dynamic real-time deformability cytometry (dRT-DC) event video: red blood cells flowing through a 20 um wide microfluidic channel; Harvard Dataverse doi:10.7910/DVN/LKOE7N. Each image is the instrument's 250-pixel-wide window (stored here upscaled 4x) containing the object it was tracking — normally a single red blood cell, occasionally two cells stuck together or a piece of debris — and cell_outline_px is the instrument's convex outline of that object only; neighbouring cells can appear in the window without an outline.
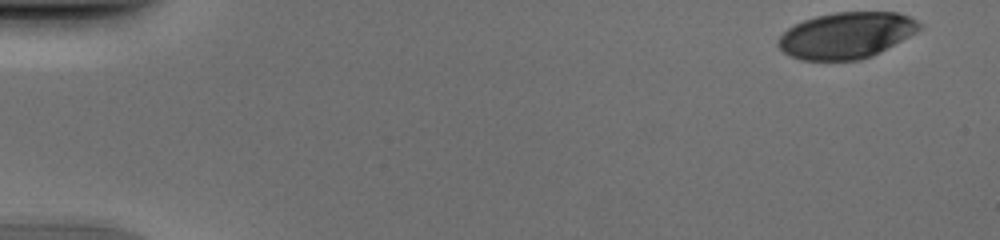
{"species": "human", "species_latin": "Homo sapiens", "temperature_condition": "cold", "stored_images_in_passage": 50, "camera_frame_rate_fps": 3000, "um_per_image_px": 0.085, "donor": {"sex": "male"}, "frame": {"image": 1, "passage_image": 1, "time_ms": 0.0, "image_size_px": [1000, 240], "cell_outline_px": [[920, 28], [916, 32], [872, 56], [860, 60], [800, 60], [784, 52], [776, 44], [776, 40], [788, 28], [804, 20], [816, 16], [836, 12], [896, 12], [908, 16], [916, 20], [920, 24]], "centroid_in_image_um": [71.91, 3.0], "position_along_channel_um": 13.1, "area_um2": 37.74}}
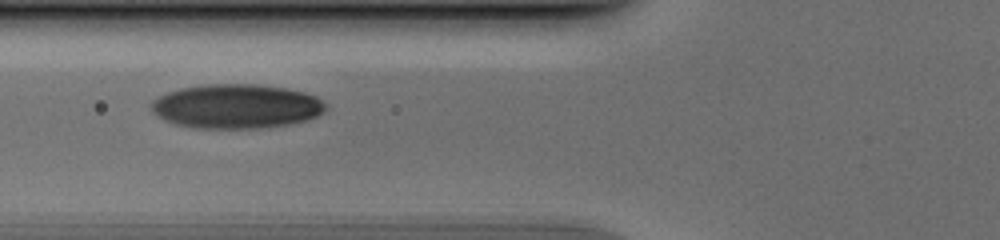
{"frame": {"image": 2, "passage_image": 19, "time_ms": 6.0, "image_size_px": [1000, 240], "cell_outline_px": [[328, 108], [324, 112], [308, 120], [288, 124], [260, 128], [196, 128], [176, 124], [164, 120], [152, 112], [152, 100], [168, 92], [180, 88], [208, 84], [256, 84], [284, 88], [304, 92], [316, 96], [328, 104]], "centroid_in_image_um": [20.12, 9.03], "position_along_channel_um": 105.7, "area_um2": 45.08}}
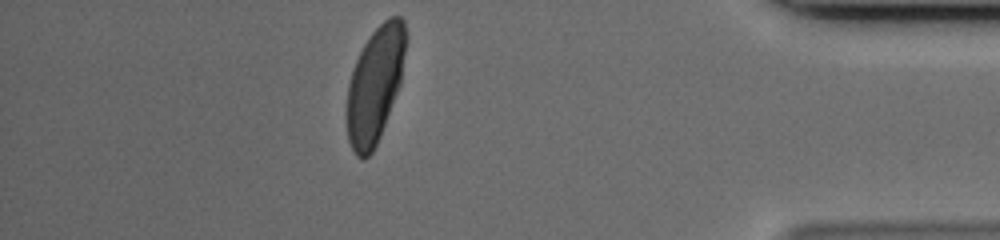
{"frame": {"image": 3, "passage_image": 44, "time_ms": 14.333, "image_size_px": [1000, 240], "cell_outline_px": [[408, 36], [400, 84], [380, 136], [372, 152], [364, 160], [356, 156], [348, 140], [344, 112], [348, 84], [352, 68], [364, 44], [372, 32], [388, 16], [400, 16], [404, 20]], "centroid_in_image_um": [31.86, 7.19], "position_along_channel_um": 403.3, "area_um2": 40.46}}